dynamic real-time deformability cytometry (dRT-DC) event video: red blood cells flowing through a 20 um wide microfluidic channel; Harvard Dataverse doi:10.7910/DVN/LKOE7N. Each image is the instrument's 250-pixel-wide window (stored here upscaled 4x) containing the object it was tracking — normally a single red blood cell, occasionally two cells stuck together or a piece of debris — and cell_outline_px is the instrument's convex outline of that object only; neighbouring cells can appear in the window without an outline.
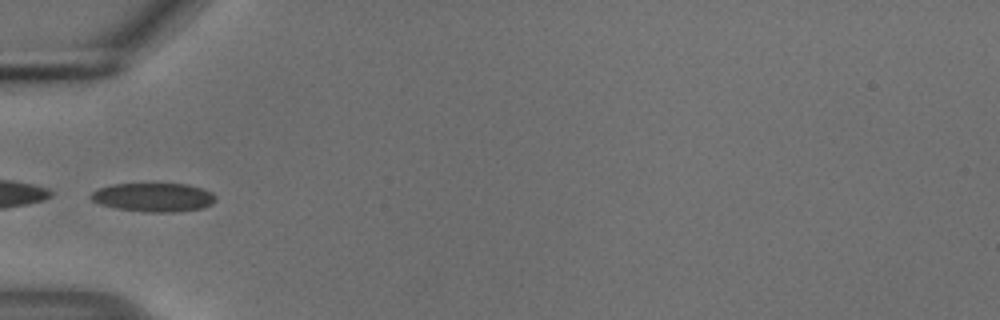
{"species": "common noctule bat (a hibernating species)", "species_latin": "Nyctalus noctula", "temperature_condition": "cold", "stored_images_in_passage": 7, "camera_frame_rate_fps": 3000, "um_per_image_px": 0.085, "animal": {"sex": "male", "body_mass_g": 18.8}, "frame": {"image": 1, "passage_image": 6, "time_ms": 1.667, "image_size_px": [1000, 320], "cell_outline_px": [[216, 200], [212, 204], [204, 208], [176, 212], [144, 212], [116, 208], [100, 204], [92, 200], [92, 192], [100, 188], [112, 184], [188, 184], [204, 188], [212, 192], [216, 196]], "centroid_in_image_um": [13.12, 16.77], "position_along_channel_um": 71.9, "area_um2": 20.98}}